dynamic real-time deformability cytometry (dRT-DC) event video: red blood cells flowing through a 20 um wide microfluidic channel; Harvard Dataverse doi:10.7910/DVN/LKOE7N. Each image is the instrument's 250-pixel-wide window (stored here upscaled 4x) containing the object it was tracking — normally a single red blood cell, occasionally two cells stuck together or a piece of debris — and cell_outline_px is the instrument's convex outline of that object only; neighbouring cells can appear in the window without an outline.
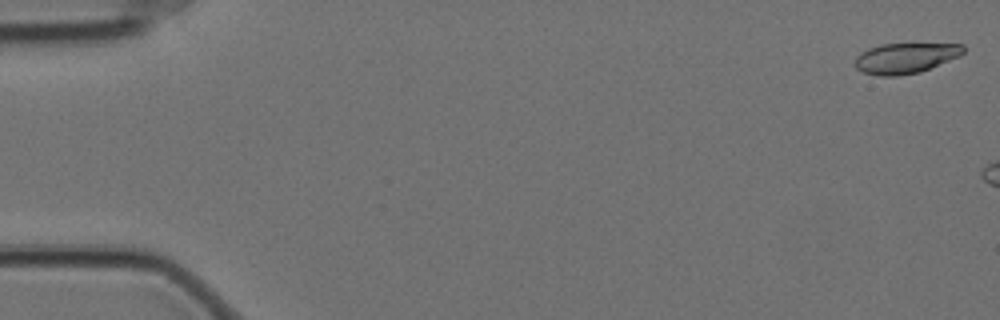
{"species": "Egyptian fruit bat (a non-hibernating species)", "species_latin": "Rousettus aegyptiacus", "temperature_condition": "cold", "stored_images_in_passage": 7, "camera_frame_rate_fps": 3000, "um_per_image_px": 0.085, "animal": {"sex": "female"}, "frame": {"image": 1, "passage_image": 1, "time_ms": 0.0, "image_size_px": [1000, 320], "cell_outline_px": [[964, 52], [960, 56], [920, 72], [896, 76], [880, 76], [864, 72], [856, 68], [856, 56], [860, 52], [868, 48], [884, 44], [964, 44]], "centroid_in_image_um": [76.96, 4.94], "position_along_channel_um": 8.0, "area_um2": 19.07}}